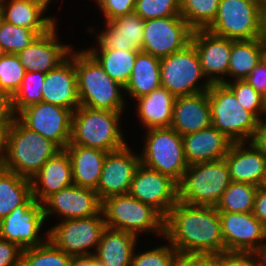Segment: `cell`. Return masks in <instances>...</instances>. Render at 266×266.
Returning <instances> with one entry per match:
<instances>
[{
  "label": "cell",
  "mask_w": 266,
  "mask_h": 266,
  "mask_svg": "<svg viewBox=\"0 0 266 266\" xmlns=\"http://www.w3.org/2000/svg\"><path fill=\"white\" fill-rule=\"evenodd\" d=\"M179 254L225 252L221 220L214 206L178 201L164 220V238Z\"/></svg>",
  "instance_id": "1"
},
{
  "label": "cell",
  "mask_w": 266,
  "mask_h": 266,
  "mask_svg": "<svg viewBox=\"0 0 266 266\" xmlns=\"http://www.w3.org/2000/svg\"><path fill=\"white\" fill-rule=\"evenodd\" d=\"M75 68L80 106L124 112V87L111 79L99 62L86 50L75 51Z\"/></svg>",
  "instance_id": "2"
},
{
  "label": "cell",
  "mask_w": 266,
  "mask_h": 266,
  "mask_svg": "<svg viewBox=\"0 0 266 266\" xmlns=\"http://www.w3.org/2000/svg\"><path fill=\"white\" fill-rule=\"evenodd\" d=\"M60 150L55 143L29 130L16 118L7 128L1 167L31 179Z\"/></svg>",
  "instance_id": "3"
},
{
  "label": "cell",
  "mask_w": 266,
  "mask_h": 266,
  "mask_svg": "<svg viewBox=\"0 0 266 266\" xmlns=\"http://www.w3.org/2000/svg\"><path fill=\"white\" fill-rule=\"evenodd\" d=\"M123 114L124 112L79 106L72 115L71 138L68 145H82L105 152L125 147L128 143L120 127Z\"/></svg>",
  "instance_id": "4"
},
{
  "label": "cell",
  "mask_w": 266,
  "mask_h": 266,
  "mask_svg": "<svg viewBox=\"0 0 266 266\" xmlns=\"http://www.w3.org/2000/svg\"><path fill=\"white\" fill-rule=\"evenodd\" d=\"M106 227L130 232L136 236L156 234L164 238L165 218L152 206L130 194L111 196L101 201Z\"/></svg>",
  "instance_id": "5"
},
{
  "label": "cell",
  "mask_w": 266,
  "mask_h": 266,
  "mask_svg": "<svg viewBox=\"0 0 266 266\" xmlns=\"http://www.w3.org/2000/svg\"><path fill=\"white\" fill-rule=\"evenodd\" d=\"M231 182L225 159L188 165L178 183L179 201L215 207Z\"/></svg>",
  "instance_id": "6"
},
{
  "label": "cell",
  "mask_w": 266,
  "mask_h": 266,
  "mask_svg": "<svg viewBox=\"0 0 266 266\" xmlns=\"http://www.w3.org/2000/svg\"><path fill=\"white\" fill-rule=\"evenodd\" d=\"M212 126L232 142H250L258 118L241 106L225 84H212L208 90Z\"/></svg>",
  "instance_id": "7"
},
{
  "label": "cell",
  "mask_w": 266,
  "mask_h": 266,
  "mask_svg": "<svg viewBox=\"0 0 266 266\" xmlns=\"http://www.w3.org/2000/svg\"><path fill=\"white\" fill-rule=\"evenodd\" d=\"M145 132L139 153L141 164L179 183L188 167L182 136L171 127L150 128Z\"/></svg>",
  "instance_id": "8"
},
{
  "label": "cell",
  "mask_w": 266,
  "mask_h": 266,
  "mask_svg": "<svg viewBox=\"0 0 266 266\" xmlns=\"http://www.w3.org/2000/svg\"><path fill=\"white\" fill-rule=\"evenodd\" d=\"M160 75L161 87L175 97L205 92L212 85L203 74L197 50L192 43L183 50L161 58ZM204 78L205 81H200Z\"/></svg>",
  "instance_id": "9"
},
{
  "label": "cell",
  "mask_w": 266,
  "mask_h": 266,
  "mask_svg": "<svg viewBox=\"0 0 266 266\" xmlns=\"http://www.w3.org/2000/svg\"><path fill=\"white\" fill-rule=\"evenodd\" d=\"M262 9L255 0H220L209 32L234 41L261 38Z\"/></svg>",
  "instance_id": "10"
},
{
  "label": "cell",
  "mask_w": 266,
  "mask_h": 266,
  "mask_svg": "<svg viewBox=\"0 0 266 266\" xmlns=\"http://www.w3.org/2000/svg\"><path fill=\"white\" fill-rule=\"evenodd\" d=\"M58 223L47 230L48 240L56 248L71 256L95 254L102 232L106 228L101 211L94 216Z\"/></svg>",
  "instance_id": "11"
},
{
  "label": "cell",
  "mask_w": 266,
  "mask_h": 266,
  "mask_svg": "<svg viewBox=\"0 0 266 266\" xmlns=\"http://www.w3.org/2000/svg\"><path fill=\"white\" fill-rule=\"evenodd\" d=\"M45 226L43 204L31 195L22 205L0 220V238L18 245L22 250L42 245L48 240L41 235ZM42 236V237H41Z\"/></svg>",
  "instance_id": "12"
},
{
  "label": "cell",
  "mask_w": 266,
  "mask_h": 266,
  "mask_svg": "<svg viewBox=\"0 0 266 266\" xmlns=\"http://www.w3.org/2000/svg\"><path fill=\"white\" fill-rule=\"evenodd\" d=\"M192 32L181 15L144 20L141 51L160 59L167 57L190 44Z\"/></svg>",
  "instance_id": "13"
},
{
  "label": "cell",
  "mask_w": 266,
  "mask_h": 266,
  "mask_svg": "<svg viewBox=\"0 0 266 266\" xmlns=\"http://www.w3.org/2000/svg\"><path fill=\"white\" fill-rule=\"evenodd\" d=\"M72 115L70 109L42 101L27 106L16 118L29 130L65 149L70 143Z\"/></svg>",
  "instance_id": "14"
},
{
  "label": "cell",
  "mask_w": 266,
  "mask_h": 266,
  "mask_svg": "<svg viewBox=\"0 0 266 266\" xmlns=\"http://www.w3.org/2000/svg\"><path fill=\"white\" fill-rule=\"evenodd\" d=\"M225 252L262 254L266 246V227L252 212H218Z\"/></svg>",
  "instance_id": "15"
},
{
  "label": "cell",
  "mask_w": 266,
  "mask_h": 266,
  "mask_svg": "<svg viewBox=\"0 0 266 266\" xmlns=\"http://www.w3.org/2000/svg\"><path fill=\"white\" fill-rule=\"evenodd\" d=\"M129 194L156 209L164 218L179 201L178 182L140 163Z\"/></svg>",
  "instance_id": "16"
},
{
  "label": "cell",
  "mask_w": 266,
  "mask_h": 266,
  "mask_svg": "<svg viewBox=\"0 0 266 266\" xmlns=\"http://www.w3.org/2000/svg\"><path fill=\"white\" fill-rule=\"evenodd\" d=\"M132 151L127 144L116 151L107 152L96 190L100 201L129 194L135 172L141 163L139 153L136 155Z\"/></svg>",
  "instance_id": "17"
},
{
  "label": "cell",
  "mask_w": 266,
  "mask_h": 266,
  "mask_svg": "<svg viewBox=\"0 0 266 266\" xmlns=\"http://www.w3.org/2000/svg\"><path fill=\"white\" fill-rule=\"evenodd\" d=\"M42 204L45 221L56 214L64 221L94 216L101 211L97 192L75 184L52 194Z\"/></svg>",
  "instance_id": "18"
},
{
  "label": "cell",
  "mask_w": 266,
  "mask_h": 266,
  "mask_svg": "<svg viewBox=\"0 0 266 266\" xmlns=\"http://www.w3.org/2000/svg\"><path fill=\"white\" fill-rule=\"evenodd\" d=\"M191 43L197 50L206 79L211 84H224L231 55V39L217 36L206 29H196L192 32Z\"/></svg>",
  "instance_id": "19"
},
{
  "label": "cell",
  "mask_w": 266,
  "mask_h": 266,
  "mask_svg": "<svg viewBox=\"0 0 266 266\" xmlns=\"http://www.w3.org/2000/svg\"><path fill=\"white\" fill-rule=\"evenodd\" d=\"M89 27L87 31L96 36V47L93 45L86 50H139L141 51L144 20L135 12L105 21L104 29ZM99 32V33H98ZM99 44V45H98Z\"/></svg>",
  "instance_id": "20"
},
{
  "label": "cell",
  "mask_w": 266,
  "mask_h": 266,
  "mask_svg": "<svg viewBox=\"0 0 266 266\" xmlns=\"http://www.w3.org/2000/svg\"><path fill=\"white\" fill-rule=\"evenodd\" d=\"M56 26L39 35L31 45L17 54L25 72L47 73L69 57L74 48L59 41Z\"/></svg>",
  "instance_id": "21"
},
{
  "label": "cell",
  "mask_w": 266,
  "mask_h": 266,
  "mask_svg": "<svg viewBox=\"0 0 266 266\" xmlns=\"http://www.w3.org/2000/svg\"><path fill=\"white\" fill-rule=\"evenodd\" d=\"M42 101L58 105L73 112L80 106L77 75L75 68V50L56 69L46 73Z\"/></svg>",
  "instance_id": "22"
},
{
  "label": "cell",
  "mask_w": 266,
  "mask_h": 266,
  "mask_svg": "<svg viewBox=\"0 0 266 266\" xmlns=\"http://www.w3.org/2000/svg\"><path fill=\"white\" fill-rule=\"evenodd\" d=\"M231 180L261 186L266 155L250 142H233L225 156Z\"/></svg>",
  "instance_id": "23"
},
{
  "label": "cell",
  "mask_w": 266,
  "mask_h": 266,
  "mask_svg": "<svg viewBox=\"0 0 266 266\" xmlns=\"http://www.w3.org/2000/svg\"><path fill=\"white\" fill-rule=\"evenodd\" d=\"M212 126L208 91L177 96L170 127L182 137Z\"/></svg>",
  "instance_id": "24"
},
{
  "label": "cell",
  "mask_w": 266,
  "mask_h": 266,
  "mask_svg": "<svg viewBox=\"0 0 266 266\" xmlns=\"http://www.w3.org/2000/svg\"><path fill=\"white\" fill-rule=\"evenodd\" d=\"M30 180L32 196L39 203H43L52 194L74 184L67 150L61 149L50 157Z\"/></svg>",
  "instance_id": "25"
},
{
  "label": "cell",
  "mask_w": 266,
  "mask_h": 266,
  "mask_svg": "<svg viewBox=\"0 0 266 266\" xmlns=\"http://www.w3.org/2000/svg\"><path fill=\"white\" fill-rule=\"evenodd\" d=\"M188 165L224 159L233 143L213 126L182 137Z\"/></svg>",
  "instance_id": "26"
},
{
  "label": "cell",
  "mask_w": 266,
  "mask_h": 266,
  "mask_svg": "<svg viewBox=\"0 0 266 266\" xmlns=\"http://www.w3.org/2000/svg\"><path fill=\"white\" fill-rule=\"evenodd\" d=\"M73 183L76 186L97 190L107 152L82 145H67Z\"/></svg>",
  "instance_id": "27"
},
{
  "label": "cell",
  "mask_w": 266,
  "mask_h": 266,
  "mask_svg": "<svg viewBox=\"0 0 266 266\" xmlns=\"http://www.w3.org/2000/svg\"><path fill=\"white\" fill-rule=\"evenodd\" d=\"M138 238L130 232L106 227L94 255L105 266H131Z\"/></svg>",
  "instance_id": "28"
},
{
  "label": "cell",
  "mask_w": 266,
  "mask_h": 266,
  "mask_svg": "<svg viewBox=\"0 0 266 266\" xmlns=\"http://www.w3.org/2000/svg\"><path fill=\"white\" fill-rule=\"evenodd\" d=\"M0 9L2 20L40 34H45L58 23L53 16L43 15L47 11L32 0H0Z\"/></svg>",
  "instance_id": "29"
},
{
  "label": "cell",
  "mask_w": 266,
  "mask_h": 266,
  "mask_svg": "<svg viewBox=\"0 0 266 266\" xmlns=\"http://www.w3.org/2000/svg\"><path fill=\"white\" fill-rule=\"evenodd\" d=\"M175 96L160 87L150 94L135 99L139 122L145 129L170 127Z\"/></svg>",
  "instance_id": "30"
},
{
  "label": "cell",
  "mask_w": 266,
  "mask_h": 266,
  "mask_svg": "<svg viewBox=\"0 0 266 266\" xmlns=\"http://www.w3.org/2000/svg\"><path fill=\"white\" fill-rule=\"evenodd\" d=\"M160 87V58L139 51L124 92L135 100Z\"/></svg>",
  "instance_id": "31"
},
{
  "label": "cell",
  "mask_w": 266,
  "mask_h": 266,
  "mask_svg": "<svg viewBox=\"0 0 266 266\" xmlns=\"http://www.w3.org/2000/svg\"><path fill=\"white\" fill-rule=\"evenodd\" d=\"M261 38L253 40H231V55L228 66V81L245 80L252 69L261 61V55L265 47Z\"/></svg>",
  "instance_id": "32"
},
{
  "label": "cell",
  "mask_w": 266,
  "mask_h": 266,
  "mask_svg": "<svg viewBox=\"0 0 266 266\" xmlns=\"http://www.w3.org/2000/svg\"><path fill=\"white\" fill-rule=\"evenodd\" d=\"M32 195L31 180L0 166V220Z\"/></svg>",
  "instance_id": "33"
},
{
  "label": "cell",
  "mask_w": 266,
  "mask_h": 266,
  "mask_svg": "<svg viewBox=\"0 0 266 266\" xmlns=\"http://www.w3.org/2000/svg\"><path fill=\"white\" fill-rule=\"evenodd\" d=\"M103 67L108 76L122 85H127L139 50H87Z\"/></svg>",
  "instance_id": "34"
},
{
  "label": "cell",
  "mask_w": 266,
  "mask_h": 266,
  "mask_svg": "<svg viewBox=\"0 0 266 266\" xmlns=\"http://www.w3.org/2000/svg\"><path fill=\"white\" fill-rule=\"evenodd\" d=\"M257 190L256 185L232 181L215 208L218 212H252Z\"/></svg>",
  "instance_id": "35"
},
{
  "label": "cell",
  "mask_w": 266,
  "mask_h": 266,
  "mask_svg": "<svg viewBox=\"0 0 266 266\" xmlns=\"http://www.w3.org/2000/svg\"><path fill=\"white\" fill-rule=\"evenodd\" d=\"M220 0H181V16L193 29H206L215 19Z\"/></svg>",
  "instance_id": "36"
},
{
  "label": "cell",
  "mask_w": 266,
  "mask_h": 266,
  "mask_svg": "<svg viewBox=\"0 0 266 266\" xmlns=\"http://www.w3.org/2000/svg\"><path fill=\"white\" fill-rule=\"evenodd\" d=\"M71 257L47 240L42 245L24 249L21 266H70Z\"/></svg>",
  "instance_id": "37"
},
{
  "label": "cell",
  "mask_w": 266,
  "mask_h": 266,
  "mask_svg": "<svg viewBox=\"0 0 266 266\" xmlns=\"http://www.w3.org/2000/svg\"><path fill=\"white\" fill-rule=\"evenodd\" d=\"M41 35L29 28L2 20L0 23V49L3 53L18 54Z\"/></svg>",
  "instance_id": "38"
},
{
  "label": "cell",
  "mask_w": 266,
  "mask_h": 266,
  "mask_svg": "<svg viewBox=\"0 0 266 266\" xmlns=\"http://www.w3.org/2000/svg\"><path fill=\"white\" fill-rule=\"evenodd\" d=\"M46 73L25 72L22 84L12 96L13 110L17 115L29 105L42 102V89Z\"/></svg>",
  "instance_id": "39"
},
{
  "label": "cell",
  "mask_w": 266,
  "mask_h": 266,
  "mask_svg": "<svg viewBox=\"0 0 266 266\" xmlns=\"http://www.w3.org/2000/svg\"><path fill=\"white\" fill-rule=\"evenodd\" d=\"M25 70L17 54L0 56V91L13 96L23 82Z\"/></svg>",
  "instance_id": "40"
},
{
  "label": "cell",
  "mask_w": 266,
  "mask_h": 266,
  "mask_svg": "<svg viewBox=\"0 0 266 266\" xmlns=\"http://www.w3.org/2000/svg\"><path fill=\"white\" fill-rule=\"evenodd\" d=\"M136 249L132 256L131 266H176L179 256L178 251L170 243L144 252L138 251L137 253Z\"/></svg>",
  "instance_id": "41"
},
{
  "label": "cell",
  "mask_w": 266,
  "mask_h": 266,
  "mask_svg": "<svg viewBox=\"0 0 266 266\" xmlns=\"http://www.w3.org/2000/svg\"><path fill=\"white\" fill-rule=\"evenodd\" d=\"M236 96L245 110L252 112L258 119L263 115L264 97L246 80H235L224 83Z\"/></svg>",
  "instance_id": "42"
},
{
  "label": "cell",
  "mask_w": 266,
  "mask_h": 266,
  "mask_svg": "<svg viewBox=\"0 0 266 266\" xmlns=\"http://www.w3.org/2000/svg\"><path fill=\"white\" fill-rule=\"evenodd\" d=\"M134 12L143 20L181 15V0H136Z\"/></svg>",
  "instance_id": "43"
},
{
  "label": "cell",
  "mask_w": 266,
  "mask_h": 266,
  "mask_svg": "<svg viewBox=\"0 0 266 266\" xmlns=\"http://www.w3.org/2000/svg\"><path fill=\"white\" fill-rule=\"evenodd\" d=\"M105 21L133 13L136 0H94Z\"/></svg>",
  "instance_id": "44"
},
{
  "label": "cell",
  "mask_w": 266,
  "mask_h": 266,
  "mask_svg": "<svg viewBox=\"0 0 266 266\" xmlns=\"http://www.w3.org/2000/svg\"><path fill=\"white\" fill-rule=\"evenodd\" d=\"M220 266H263V257L259 253L224 252Z\"/></svg>",
  "instance_id": "45"
},
{
  "label": "cell",
  "mask_w": 266,
  "mask_h": 266,
  "mask_svg": "<svg viewBox=\"0 0 266 266\" xmlns=\"http://www.w3.org/2000/svg\"><path fill=\"white\" fill-rule=\"evenodd\" d=\"M22 252L15 243L0 238V266H21Z\"/></svg>",
  "instance_id": "46"
},
{
  "label": "cell",
  "mask_w": 266,
  "mask_h": 266,
  "mask_svg": "<svg viewBox=\"0 0 266 266\" xmlns=\"http://www.w3.org/2000/svg\"><path fill=\"white\" fill-rule=\"evenodd\" d=\"M176 266H220V254H179Z\"/></svg>",
  "instance_id": "47"
},
{
  "label": "cell",
  "mask_w": 266,
  "mask_h": 266,
  "mask_svg": "<svg viewBox=\"0 0 266 266\" xmlns=\"http://www.w3.org/2000/svg\"><path fill=\"white\" fill-rule=\"evenodd\" d=\"M245 80L263 97L266 96V69L261 61Z\"/></svg>",
  "instance_id": "48"
},
{
  "label": "cell",
  "mask_w": 266,
  "mask_h": 266,
  "mask_svg": "<svg viewBox=\"0 0 266 266\" xmlns=\"http://www.w3.org/2000/svg\"><path fill=\"white\" fill-rule=\"evenodd\" d=\"M15 119L16 114L13 110L12 96L0 91V122L8 128Z\"/></svg>",
  "instance_id": "49"
},
{
  "label": "cell",
  "mask_w": 266,
  "mask_h": 266,
  "mask_svg": "<svg viewBox=\"0 0 266 266\" xmlns=\"http://www.w3.org/2000/svg\"><path fill=\"white\" fill-rule=\"evenodd\" d=\"M252 213L266 227V188L259 186Z\"/></svg>",
  "instance_id": "50"
},
{
  "label": "cell",
  "mask_w": 266,
  "mask_h": 266,
  "mask_svg": "<svg viewBox=\"0 0 266 266\" xmlns=\"http://www.w3.org/2000/svg\"><path fill=\"white\" fill-rule=\"evenodd\" d=\"M251 142L266 155V116L258 119Z\"/></svg>",
  "instance_id": "51"
},
{
  "label": "cell",
  "mask_w": 266,
  "mask_h": 266,
  "mask_svg": "<svg viewBox=\"0 0 266 266\" xmlns=\"http://www.w3.org/2000/svg\"><path fill=\"white\" fill-rule=\"evenodd\" d=\"M70 266H95V255L72 256Z\"/></svg>",
  "instance_id": "52"
},
{
  "label": "cell",
  "mask_w": 266,
  "mask_h": 266,
  "mask_svg": "<svg viewBox=\"0 0 266 266\" xmlns=\"http://www.w3.org/2000/svg\"><path fill=\"white\" fill-rule=\"evenodd\" d=\"M6 132H7V127L3 123L0 122V166L3 160L4 151H5Z\"/></svg>",
  "instance_id": "53"
},
{
  "label": "cell",
  "mask_w": 266,
  "mask_h": 266,
  "mask_svg": "<svg viewBox=\"0 0 266 266\" xmlns=\"http://www.w3.org/2000/svg\"><path fill=\"white\" fill-rule=\"evenodd\" d=\"M261 39L266 44V7L262 9Z\"/></svg>",
  "instance_id": "54"
},
{
  "label": "cell",
  "mask_w": 266,
  "mask_h": 266,
  "mask_svg": "<svg viewBox=\"0 0 266 266\" xmlns=\"http://www.w3.org/2000/svg\"><path fill=\"white\" fill-rule=\"evenodd\" d=\"M34 3L39 4L45 11H48L49 5L51 4L50 2L52 0H32Z\"/></svg>",
  "instance_id": "55"
},
{
  "label": "cell",
  "mask_w": 266,
  "mask_h": 266,
  "mask_svg": "<svg viewBox=\"0 0 266 266\" xmlns=\"http://www.w3.org/2000/svg\"><path fill=\"white\" fill-rule=\"evenodd\" d=\"M261 62L266 69V45H265L263 52H262V55H261Z\"/></svg>",
  "instance_id": "56"
},
{
  "label": "cell",
  "mask_w": 266,
  "mask_h": 266,
  "mask_svg": "<svg viewBox=\"0 0 266 266\" xmlns=\"http://www.w3.org/2000/svg\"><path fill=\"white\" fill-rule=\"evenodd\" d=\"M261 9L266 7V0H255Z\"/></svg>",
  "instance_id": "57"
},
{
  "label": "cell",
  "mask_w": 266,
  "mask_h": 266,
  "mask_svg": "<svg viewBox=\"0 0 266 266\" xmlns=\"http://www.w3.org/2000/svg\"><path fill=\"white\" fill-rule=\"evenodd\" d=\"M262 257H263V266H266V246L262 252Z\"/></svg>",
  "instance_id": "58"
},
{
  "label": "cell",
  "mask_w": 266,
  "mask_h": 266,
  "mask_svg": "<svg viewBox=\"0 0 266 266\" xmlns=\"http://www.w3.org/2000/svg\"><path fill=\"white\" fill-rule=\"evenodd\" d=\"M261 186L266 188V170H265V175H264L263 181L261 183Z\"/></svg>",
  "instance_id": "59"
},
{
  "label": "cell",
  "mask_w": 266,
  "mask_h": 266,
  "mask_svg": "<svg viewBox=\"0 0 266 266\" xmlns=\"http://www.w3.org/2000/svg\"><path fill=\"white\" fill-rule=\"evenodd\" d=\"M263 116H266V96L264 97Z\"/></svg>",
  "instance_id": "60"
},
{
  "label": "cell",
  "mask_w": 266,
  "mask_h": 266,
  "mask_svg": "<svg viewBox=\"0 0 266 266\" xmlns=\"http://www.w3.org/2000/svg\"><path fill=\"white\" fill-rule=\"evenodd\" d=\"M95 266H105L97 261V258L95 257Z\"/></svg>",
  "instance_id": "61"
},
{
  "label": "cell",
  "mask_w": 266,
  "mask_h": 266,
  "mask_svg": "<svg viewBox=\"0 0 266 266\" xmlns=\"http://www.w3.org/2000/svg\"><path fill=\"white\" fill-rule=\"evenodd\" d=\"M2 21V13H1V9H0V23Z\"/></svg>",
  "instance_id": "62"
}]
</instances>
